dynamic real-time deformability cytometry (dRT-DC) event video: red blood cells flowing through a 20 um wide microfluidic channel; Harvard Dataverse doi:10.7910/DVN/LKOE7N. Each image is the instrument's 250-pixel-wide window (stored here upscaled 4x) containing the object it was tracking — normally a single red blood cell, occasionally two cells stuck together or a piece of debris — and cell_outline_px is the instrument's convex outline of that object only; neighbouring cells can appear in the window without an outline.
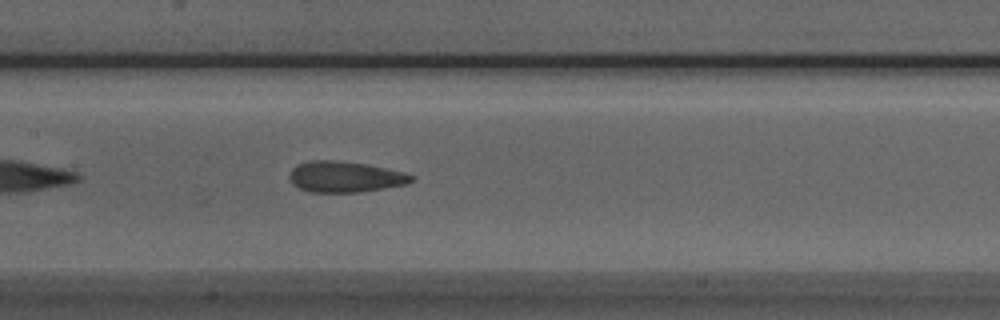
{"species": "Egyptian fruit bat (a non-hibernating species)", "species_latin": "Rousettus aegyptiacus", "temperature_condition": "room temperature", "stored_images_in_passage": 38, "camera_frame_rate_fps": 3000, "um_per_image_px": 0.085, "animal": {"sex": "male"}, "frame": {"image": 1, "passage_image": 11, "time_ms": 3.333, "image_size_px": [1000, 320], "cell_outline_px": [[416, 180], [408, 184], [360, 192], [308, 192], [292, 184], [288, 176], [292, 168], [296, 164], [312, 160], [336, 160], [368, 164], [388, 168], [404, 172], [416, 176]], "centroid_in_image_um": [29.36, 15.02], "position_along_channel_um": 178.0, "area_um2": 22.37}}
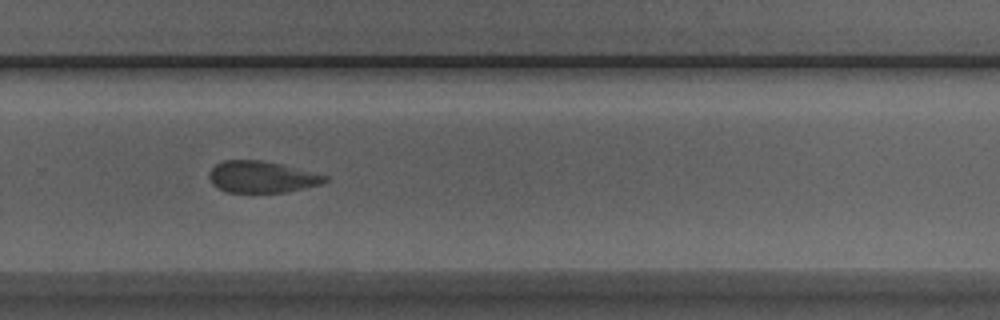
{"frame": {"image": 2, "passage_image": 21, "time_ms": 6.667, "image_size_px": [1000, 320], "cell_outline_px": [[328, 180], [324, 184], [288, 192], [224, 192], [212, 184], [208, 176], [208, 172], [216, 164], [224, 160], [264, 160], [284, 164], [328, 176]], "centroid_in_image_um": [22.27, 15.04], "position_along_channel_um": 307.5, "area_um2": 21.68}}
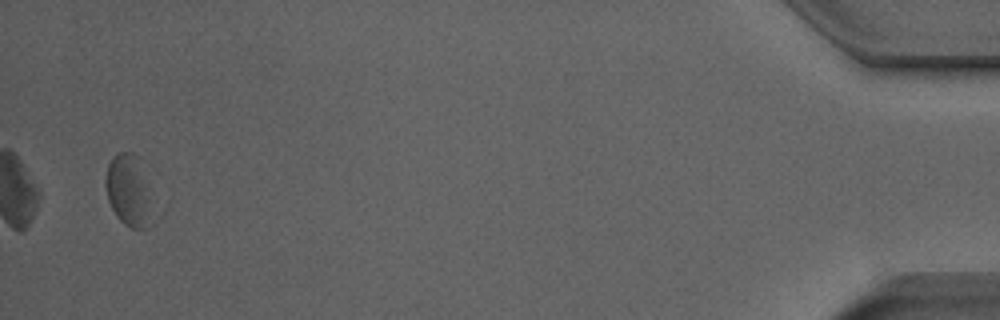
{"frame": {"image": 3, "passage_image": 37, "time_ms": 12.0, "image_size_px": [1000, 320], "cell_outline_px": [[152, 224], [148, 228], [132, 228], [124, 224], [116, 216], [108, 200], [104, 184], [108, 164], [120, 152], [132, 152], [140, 156], [144, 160], [152, 216]], "centroid_in_image_um": [10.97, 16.17], "position_along_channel_um": 424.2, "area_um2": 20.0}, "authors_computed_cell_mechanics": {"area_um2": 21.7617, "velocity_mm_per_s": 3.9053, "shape_relaxation_time_tau1_ms": null, "shape_relaxation_time_tau2_ms": 1.5933, "deformation_change_tau1": null, "deformation_change_tau2": 0.0849}}